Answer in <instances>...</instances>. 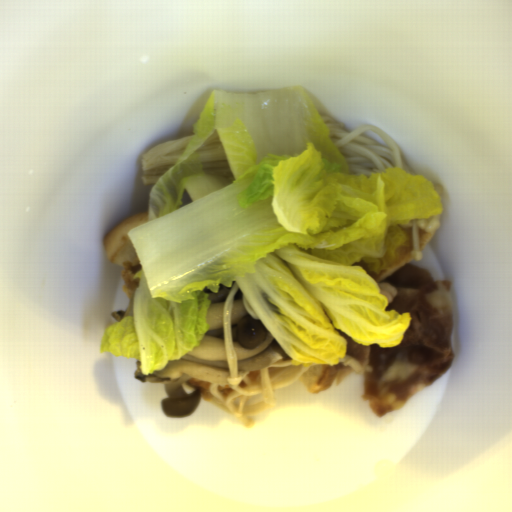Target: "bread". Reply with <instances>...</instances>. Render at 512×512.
<instances>
[{"instance_id":"8d2b1439","label":"bread","mask_w":512,"mask_h":512,"mask_svg":"<svg viewBox=\"0 0 512 512\" xmlns=\"http://www.w3.org/2000/svg\"><path fill=\"white\" fill-rule=\"evenodd\" d=\"M148 210H141L123 219L106 233L103 243L109 262L120 266L123 277V289L129 302H132L140 280L135 278L142 268L136 248L129 237V230L148 222Z\"/></svg>"},{"instance_id":"cb027b5d","label":"bread","mask_w":512,"mask_h":512,"mask_svg":"<svg viewBox=\"0 0 512 512\" xmlns=\"http://www.w3.org/2000/svg\"><path fill=\"white\" fill-rule=\"evenodd\" d=\"M336 378L337 370L333 365L311 364L308 371L297 380L309 393L318 394L330 389Z\"/></svg>"},{"instance_id":"b6be36c0","label":"bread","mask_w":512,"mask_h":512,"mask_svg":"<svg viewBox=\"0 0 512 512\" xmlns=\"http://www.w3.org/2000/svg\"><path fill=\"white\" fill-rule=\"evenodd\" d=\"M413 260L410 258V257H405L404 261L402 264L390 269V270H385V271H381L379 273H374L373 271H371L367 265L365 264L364 260H360L356 263H353V264H358L366 273H368L373 279L374 281L376 282V284L378 285L380 282H382L383 280H385L386 278L390 277L391 275H393L395 272H397L400 268H402L404 265H408V264H413Z\"/></svg>"},{"instance_id":"2504dc21","label":"bread","mask_w":512,"mask_h":512,"mask_svg":"<svg viewBox=\"0 0 512 512\" xmlns=\"http://www.w3.org/2000/svg\"><path fill=\"white\" fill-rule=\"evenodd\" d=\"M436 232V231H435ZM435 232H432V233H426V232H421L419 234V250L420 252L426 247V245L431 241V239L433 238Z\"/></svg>"}]
</instances>
